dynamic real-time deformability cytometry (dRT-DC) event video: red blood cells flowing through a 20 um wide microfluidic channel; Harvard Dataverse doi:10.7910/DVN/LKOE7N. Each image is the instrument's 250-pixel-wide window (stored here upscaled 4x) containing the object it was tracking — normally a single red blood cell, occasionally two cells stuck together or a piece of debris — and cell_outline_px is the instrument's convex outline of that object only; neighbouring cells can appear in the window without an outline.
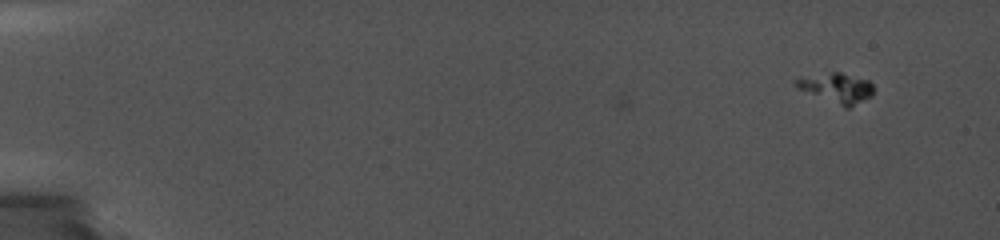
{"species": "common noctule bat (a hibernating species)", "species_latin": "Nyctalus noctula", "temperature_condition": "cold", "stored_images_in_passage": 6, "camera_frame_rate_fps": 5000, "um_per_image_px": 0.085, "animal": {"sex": "female", "body_mass_g": 19.0, "forearm_length_mm": 56.7}, "frame": {"image": 1, "passage_image": 6, "time_ms": 2.0, "image_size_px": [1000, 240], "cell_outline_px": [[876, 88], [872, 96], [848, 108], [844, 108], [796, 88], [792, 80], [832, 72], [840, 72], [868, 80]], "centroid_in_image_um": [71.15, 7.5], "position_along_channel_um": 13.9, "area_um2": 13.53}}